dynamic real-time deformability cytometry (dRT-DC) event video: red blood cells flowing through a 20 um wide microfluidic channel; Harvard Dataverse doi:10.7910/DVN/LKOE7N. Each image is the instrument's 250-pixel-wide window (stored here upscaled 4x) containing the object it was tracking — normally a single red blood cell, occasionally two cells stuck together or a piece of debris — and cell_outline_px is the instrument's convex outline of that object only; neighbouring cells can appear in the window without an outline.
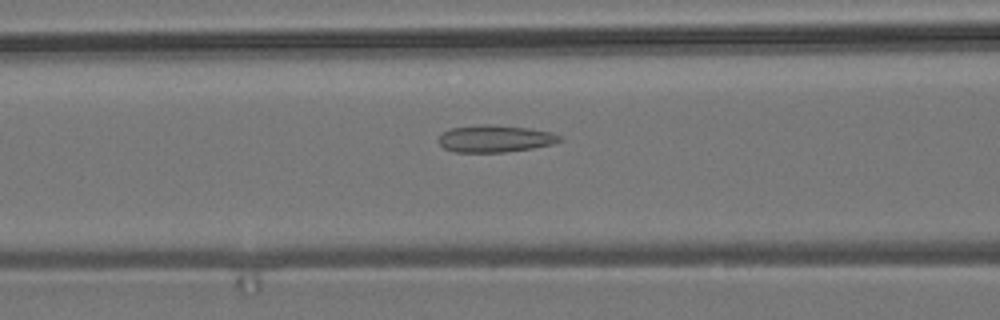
{"species": "common noctule bat (a hibernating species)", "species_latin": "Nyctalus noctula", "temperature_condition": "room temperature", "stored_images_in_passage": 41, "camera_frame_rate_fps": 3000, "um_per_image_px": 0.085, "animal": {"sex": "male", "body_mass_g": 19.2, "forearm_length_mm": 51.8}, "frame": {"image": 1, "passage_image": 8, "time_ms": 2.333, "image_size_px": [1000, 320], "cell_outline_px": [[564, 140], [552, 144], [532, 148], [504, 152], [452, 152], [444, 148], [436, 140], [444, 132], [452, 128], [484, 124], [488, 124], [528, 128], [552, 132], [564, 136]], "centroid_in_image_um": [42.11, 11.79], "position_along_channel_um": 124.5, "area_um2": 19.19}}
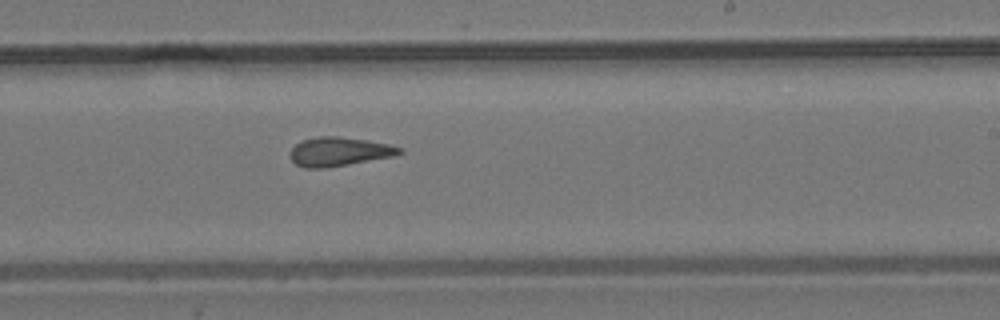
{"frame": {"image": 2, "passage_image": 19, "time_ms": 6.0, "image_size_px": [1000, 320], "cell_outline_px": [[404, 152], [396, 156], [324, 168], [304, 168], [296, 164], [288, 156], [292, 148], [300, 140], [316, 136], [340, 136], [368, 140], [388, 144], [404, 148]], "centroid_in_image_um": [28.83, 12.88], "position_along_channel_um": 260.2, "area_um2": 18.73}}
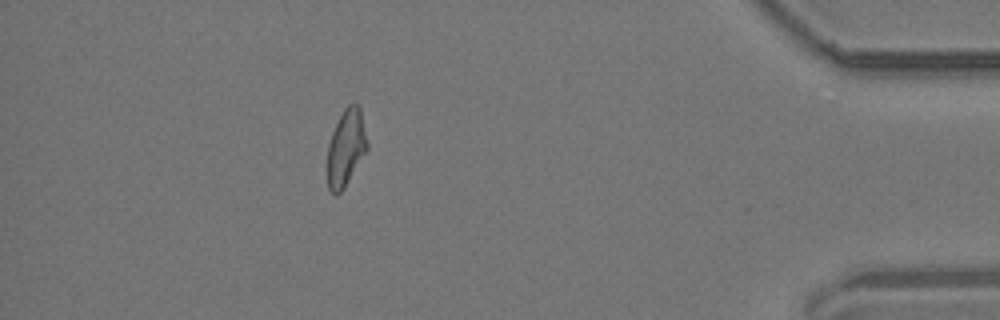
{"frame": {"image": 3, "passage_image": 35, "time_ms": 11.333, "image_size_px": [1000, 320], "cell_outline_px": [[368, 148], [344, 188], [336, 196], [328, 188], [328, 144], [332, 132], [344, 108], [348, 104], [360, 104], [368, 144]], "centroid_in_image_um": [29.42, 12.54], "position_along_channel_um": 405.8, "area_um2": 17.69}, "authors_computed_cell_mechanics": {"area_um2": 18.496, "velocity_mm_per_s": 3.7052, "shape_relaxation_time_tau1_ms": null, "shape_relaxation_time_tau2_ms": 3.1665, "deformation_change_tau1": null, "deformation_change_tau2": 0.1145}}